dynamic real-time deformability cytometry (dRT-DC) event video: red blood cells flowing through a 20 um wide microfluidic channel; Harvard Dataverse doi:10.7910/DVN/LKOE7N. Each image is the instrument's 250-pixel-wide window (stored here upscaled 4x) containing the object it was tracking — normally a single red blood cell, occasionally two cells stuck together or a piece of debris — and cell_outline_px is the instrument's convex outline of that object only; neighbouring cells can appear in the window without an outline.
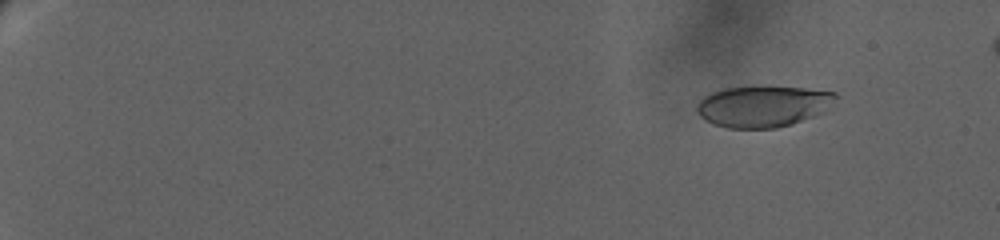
{"species": "human", "species_latin": "Homo sapiens", "temperature_condition": "warm", "stored_images_in_passage": 79, "camera_frame_rate_fps": 3000, "um_per_image_px": 0.085, "donor": {"sex": "female"}, "frame": {"image": 1, "passage_image": 9, "time_ms": 3.333, "image_size_px": [1000, 240], "cell_outline_px": [[840, 96], [824, 112], [792, 124], [776, 128], [728, 128], [712, 124], [704, 120], [696, 112], [696, 104], [704, 96], [712, 92], [724, 88], [756, 84], [804, 88], [836, 92]], "centroid_in_image_um": [64.85, 9.0], "position_along_channel_um": 20.1, "area_um2": 34.33}}
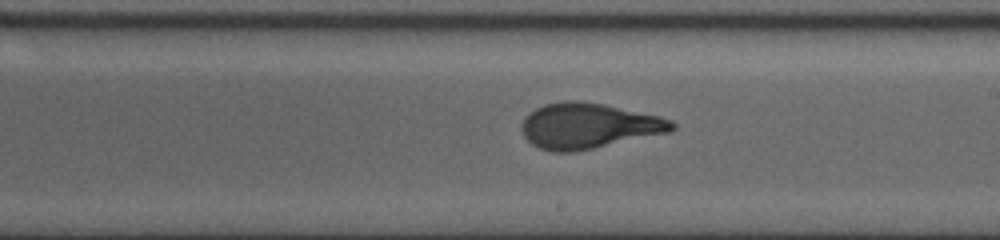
{"frame": {"image": 2, "passage_image": 50, "time_ms": 17.667, "image_size_px": [1000, 240], "cell_outline_px": [[676, 128], [672, 132], [572, 152], [552, 152], [540, 148], [532, 144], [524, 136], [520, 128], [520, 124], [524, 116], [528, 112], [544, 104], [564, 100], [580, 100], [604, 104], [660, 116], [672, 120], [676, 124]], "centroid_in_image_um": [50.01, 10.68], "position_along_channel_um": 239.0, "area_um2": 40.17}}
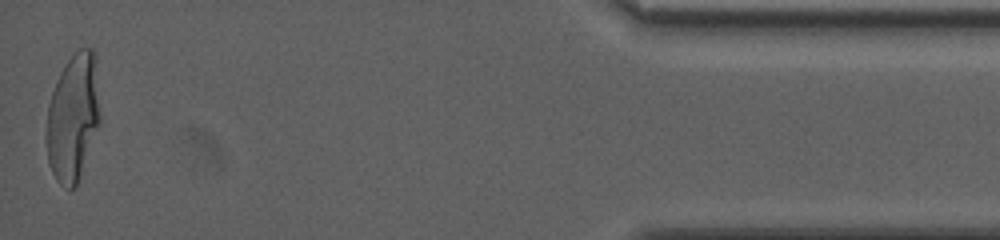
{"frame": {"image": 3, "passage_image": 79, "time_ms": 26.667, "image_size_px": [1000, 240], "cell_outline_px": [[100, 120], [76, 184], [72, 188], [68, 188], [60, 184], [56, 180], [48, 164], [48, 104], [56, 80], [64, 64], [80, 48], [92, 48], [96, 52], [100, 116]], "centroid_in_image_um": [6.22, 9.9], "position_along_channel_um": 429.0, "area_um2": 39.13}, "authors_computed_cell_mechanics": {"area_um2": 38.4948, "velocity_mm_per_s": 2.7992, "shape_relaxation_time_tau1_ms": 10.5888, "shape_relaxation_time_tau2_ms": null, "deformation_change_tau1": 0.3165, "deformation_change_tau2": null}}